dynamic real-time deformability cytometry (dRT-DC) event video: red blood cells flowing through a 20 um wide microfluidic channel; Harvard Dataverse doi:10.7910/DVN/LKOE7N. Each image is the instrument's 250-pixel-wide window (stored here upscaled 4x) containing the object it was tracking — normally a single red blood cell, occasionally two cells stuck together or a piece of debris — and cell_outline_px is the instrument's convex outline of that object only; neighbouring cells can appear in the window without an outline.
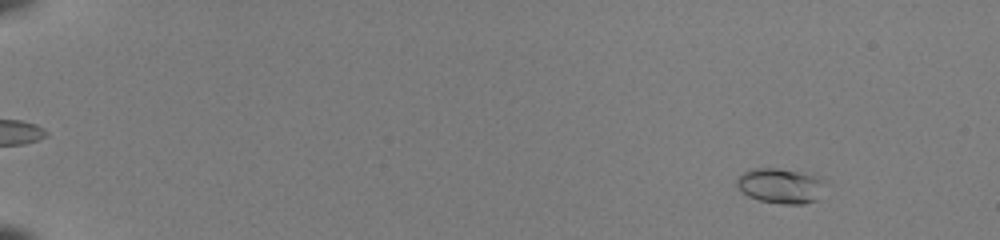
{"species": "common noctule bat (a hibernating species)", "species_latin": "Nyctalus noctula", "temperature_condition": "room temperature", "stored_images_in_passage": 52, "camera_frame_rate_fps": 3000, "um_per_image_px": 0.085, "animal": {"sex": "female", "body_mass_g": 22.0, "forearm_length_mm": 56.7}, "frame": {"image": 1, "passage_image": 6, "time_ms": 1.667, "image_size_px": [1000, 240], "cell_outline_px": [[824, 180], [816, 200], [804, 204], [784, 204], [760, 200], [748, 196], [736, 184], [736, 180], [744, 172], [752, 168], [776, 168], [820, 176]], "centroid_in_image_um": [66.32, 15.78], "position_along_channel_um": 18.7, "area_um2": 17.69}}
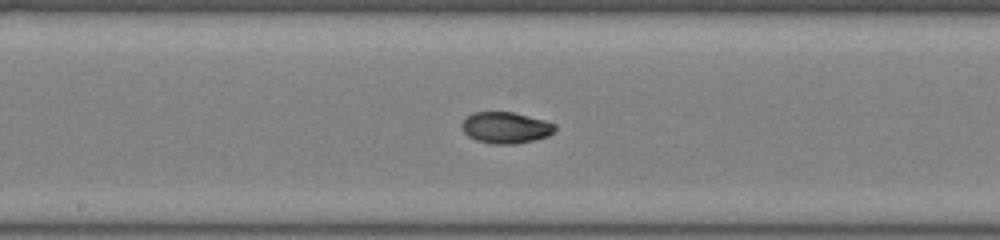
{"frame": {"image": 2, "passage_image": 31, "time_ms": 10.0, "image_size_px": [1000, 240], "cell_outline_px": [[556, 128], [548, 136], [516, 144], [492, 144], [476, 140], [468, 136], [464, 132], [460, 124], [472, 112], [512, 112], [544, 120], [556, 124]], "centroid_in_image_um": [42.96, 10.85], "position_along_channel_um": 205.2, "area_um2": 16.94}}
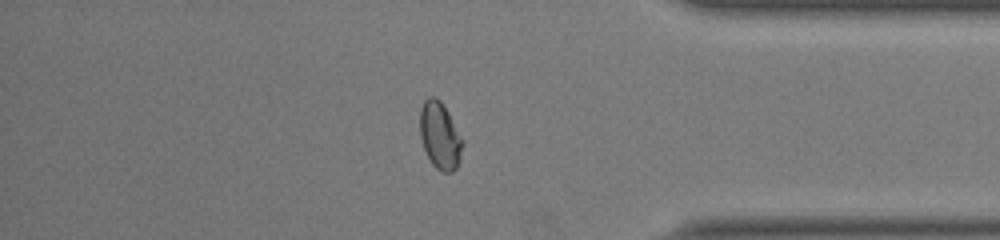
{"frame": {"image": 3, "passage_image": 46, "time_ms": 15.0, "image_size_px": [1000, 240], "cell_outline_px": [[464, 144], [460, 160], [456, 168], [452, 172], [440, 172], [432, 164], [424, 148], [420, 136], [420, 108], [424, 100], [428, 96], [436, 96], [440, 100], [448, 112], [464, 140]], "centroid_in_image_um": [37.41, 11.52], "position_along_channel_um": 397.8, "area_um2": 16.88}, "authors_computed_cell_mechanics": {"area_um2": 16.8198, "velocity_mm_per_s": 4.0814, "shape_relaxation_time_tau1_ms": 4.8105, "shape_relaxation_time_tau2_ms": 1.9985, "deformation_change_tau1": 0.1662, "deformation_change_tau2": 0.0471}}